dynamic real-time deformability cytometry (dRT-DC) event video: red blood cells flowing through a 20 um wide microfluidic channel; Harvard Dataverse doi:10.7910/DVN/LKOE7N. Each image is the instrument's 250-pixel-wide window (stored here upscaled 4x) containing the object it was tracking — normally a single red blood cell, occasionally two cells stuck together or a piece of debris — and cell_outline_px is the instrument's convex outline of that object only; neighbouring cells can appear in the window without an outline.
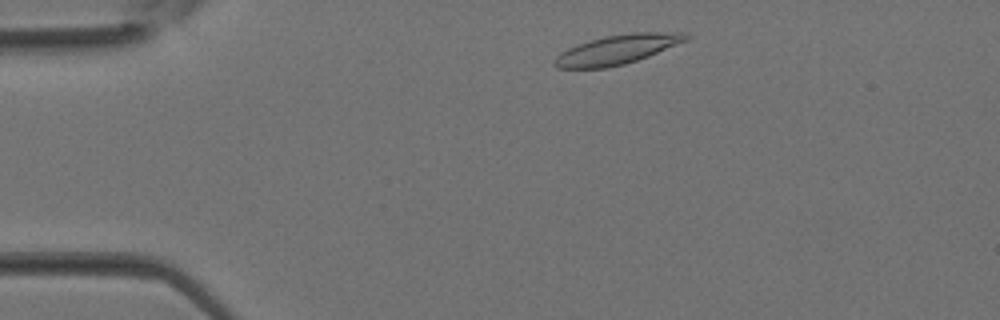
{"species": "Egyptian fruit bat (a non-hibernating species)", "species_latin": "Rousettus aegyptiacus", "temperature_condition": "room temperature", "stored_images_in_passage": 16, "camera_frame_rate_fps": 3000, "um_per_image_px": 0.085, "animal": {"sex": "female"}, "frame": {"image": 1, "passage_image": 2, "time_ms": 0.333, "image_size_px": [1000, 320], "cell_outline_px": [[688, 40], [648, 56], [624, 64], [604, 68], [556, 68], [552, 64], [552, 60], [560, 52], [568, 48], [588, 40], [604, 36], [632, 32], [688, 32]], "centroid_in_image_um": [52.43, 4.2], "position_along_channel_um": 32.6, "area_um2": 22.6}}
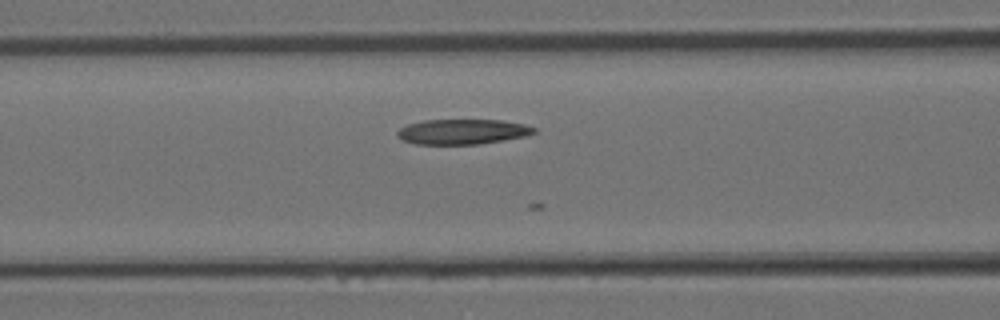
{"frame": {"image": 2, "passage_image": 10, "time_ms": 3.0, "image_size_px": [1000, 320], "cell_outline_px": [[536, 132], [524, 136], [476, 144], [416, 144], [404, 140], [396, 136], [396, 132], [400, 128], [408, 124], [424, 120], [500, 120], [524, 124], [536, 128]], "centroid_in_image_um": [39.27, 11.19], "position_along_channel_um": 127.3, "area_um2": 19.77}}
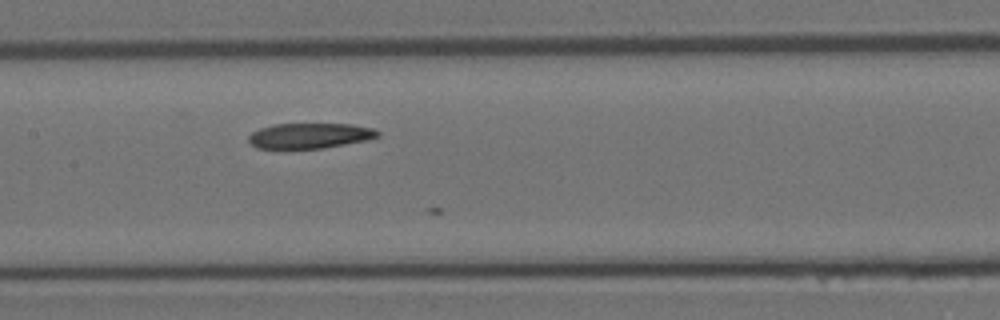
{"frame": {"image": 3, "passage_image": 13, "time_ms": 4.0, "image_size_px": [1000, 320], "cell_outline_px": [[380, 136], [368, 140], [324, 148], [256, 148], [248, 140], [248, 136], [252, 132], [260, 128], [272, 124], [352, 124], [372, 128], [380, 132]], "centroid_in_image_um": [26.35, 11.53], "position_along_channel_um": 181.1, "area_um2": 19.07}}